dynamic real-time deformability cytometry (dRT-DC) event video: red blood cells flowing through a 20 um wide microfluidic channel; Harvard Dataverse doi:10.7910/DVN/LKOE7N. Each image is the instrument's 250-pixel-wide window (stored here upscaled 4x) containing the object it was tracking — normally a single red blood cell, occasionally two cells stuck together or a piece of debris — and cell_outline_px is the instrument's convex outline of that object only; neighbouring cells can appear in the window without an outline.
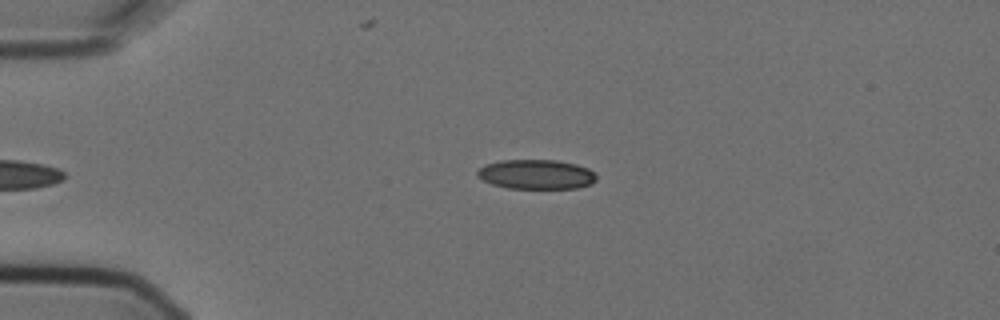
{"species": "Egyptian fruit bat (a non-hibernating species)", "species_latin": "Rousettus aegyptiacus", "temperature_condition": "cold", "stored_images_in_passage": 3, "camera_frame_rate_fps": 3000, "um_per_image_px": 0.085, "animal": {"sex": "female"}, "frame": {"image": 1, "passage_image": 2, "time_ms": 0.333, "image_size_px": [1000, 320], "cell_outline_px": [[596, 180], [592, 184], [576, 188], [508, 188], [492, 184], [476, 176], [476, 172], [484, 164], [500, 160], [556, 160], [576, 164], [588, 168], [596, 176]], "centroid_in_image_um": [45.56, 14.81], "position_along_channel_um": 39.4, "area_um2": 20.52}}